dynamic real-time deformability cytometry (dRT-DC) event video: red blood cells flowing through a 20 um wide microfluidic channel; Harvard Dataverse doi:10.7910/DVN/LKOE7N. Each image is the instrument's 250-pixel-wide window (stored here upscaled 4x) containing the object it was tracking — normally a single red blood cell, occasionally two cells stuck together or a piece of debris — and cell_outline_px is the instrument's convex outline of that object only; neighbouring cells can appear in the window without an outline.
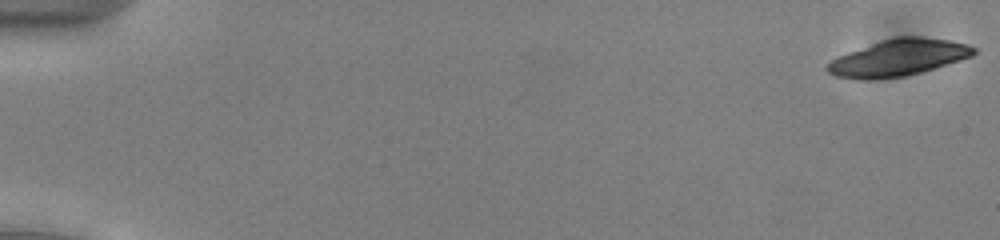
{"species": "common noctule bat (a hibernating species)", "species_latin": "Nyctalus noctula", "temperature_condition": "cold", "stored_images_in_passage": 20, "camera_frame_rate_fps": 3000, "um_per_image_px": 0.085, "animal": {"sex": "male", "body_mass_g": 13.0, "forearm_length_mm": 53.1}, "frame": {"image": 1, "passage_image": 1, "time_ms": 0.0, "image_size_px": [1000, 240], "cell_outline_px": [[976, 52], [972, 56], [960, 60], [920, 72], [904, 76], [876, 80], [860, 80], [836, 76], [828, 72], [824, 68], [832, 60], [848, 52], [896, 36], [920, 36], [948, 40], [968, 44], [976, 48]], "centroid_in_image_um": [76.36, 4.91], "position_along_channel_um": 8.6, "area_um2": 30.98}}